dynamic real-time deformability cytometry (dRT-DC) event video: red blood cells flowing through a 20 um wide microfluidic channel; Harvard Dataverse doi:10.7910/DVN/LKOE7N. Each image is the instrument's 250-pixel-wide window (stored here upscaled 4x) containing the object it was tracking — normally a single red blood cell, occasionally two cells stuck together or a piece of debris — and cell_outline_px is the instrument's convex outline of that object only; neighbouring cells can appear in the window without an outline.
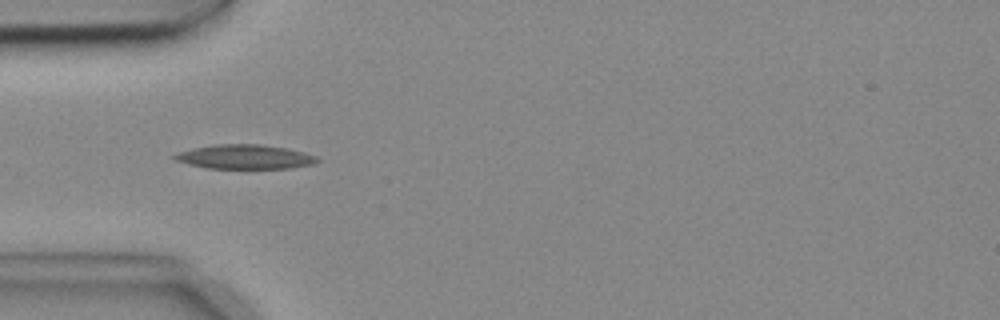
{"species": "common noctule bat (a hibernating species)", "species_latin": "Nyctalus noctula", "temperature_condition": "cold", "stored_images_in_passage": 3, "camera_frame_rate_fps": 3000, "um_per_image_px": 0.085, "animal": {"sex": "female", "body_mass_g": 18.4}, "frame": {"image": 1, "passage_image": 2, "time_ms": 0.333, "image_size_px": [1000, 320], "cell_outline_px": [[320, 160], [316, 164], [292, 168], [204, 168], [188, 164], [176, 160], [172, 156], [176, 152], [192, 148], [216, 144], [260, 144], [288, 148], [304, 152], [316, 156]], "centroid_in_image_um": [20.82, 13.33], "position_along_channel_um": 64.2, "area_um2": 20.4}}